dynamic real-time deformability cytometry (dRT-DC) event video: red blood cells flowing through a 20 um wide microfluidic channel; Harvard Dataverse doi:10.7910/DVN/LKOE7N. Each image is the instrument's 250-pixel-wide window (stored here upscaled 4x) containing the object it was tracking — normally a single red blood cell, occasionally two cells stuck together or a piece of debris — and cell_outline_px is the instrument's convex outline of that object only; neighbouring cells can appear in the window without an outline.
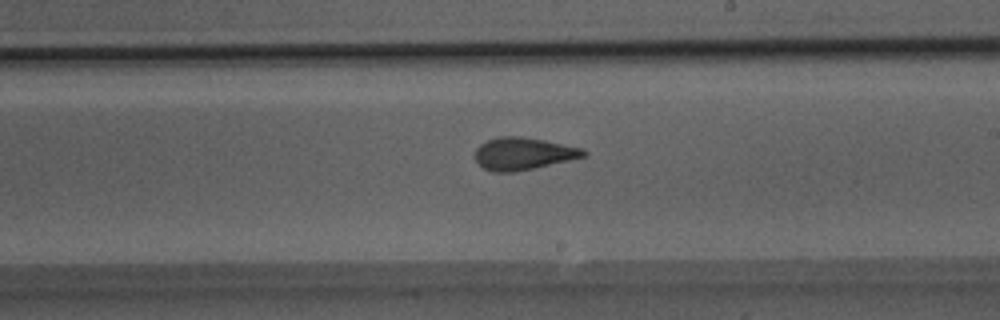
{"species": "Egyptian fruit bat (a non-hibernating species)", "species_latin": "Rousettus aegyptiacus", "temperature_condition": "room temperature", "stored_images_in_passage": 46, "camera_frame_rate_fps": 3000, "um_per_image_px": 0.085, "animal": {"sex": "male"}, "frame": {"image": 1, "passage_image": 25, "time_ms": 8.0, "image_size_px": [1000, 320], "cell_outline_px": [[588, 152], [584, 156], [568, 160], [532, 168], [512, 172], [492, 172], [484, 168], [476, 160], [476, 148], [480, 144], [488, 140], [500, 136], [520, 136], [544, 140], [580, 148]], "centroid_in_image_um": [44.43, 13.05], "position_along_channel_um": 244.6, "area_um2": 20.0}}
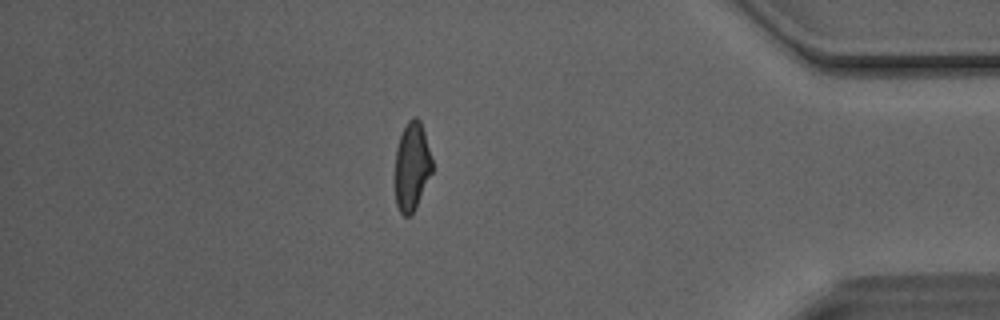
{"frame": {"image": 2, "passage_image": 39, "time_ms": 12.667, "image_size_px": [1000, 320], "cell_outline_px": [[432, 172], [416, 208], [408, 216], [404, 216], [400, 212], [396, 204], [396, 148], [400, 136], [408, 120], [412, 116], [416, 116], [420, 120], [424, 132], [432, 160]], "centroid_in_image_um": [35.01, 14.13], "position_along_channel_um": 400.2, "area_um2": 18.9}}
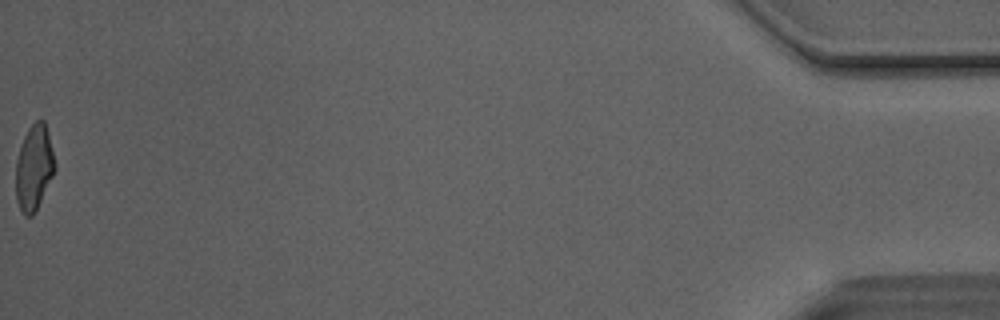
{"frame": {"image": 3, "passage_image": 46, "time_ms": 15.0, "image_size_px": [1000, 320], "cell_outline_px": [[56, 168], [32, 216], [24, 216], [20, 212], [16, 200], [16, 160], [24, 136], [28, 128], [36, 120], [44, 120], [48, 132], [56, 164]], "centroid_in_image_um": [2.88, 14.24], "position_along_channel_um": 432.3, "area_um2": 19.25}, "authors_computed_cell_mechanics": {"area_um2": 20.4323, "velocity_mm_per_s": 4.1246, "shape_relaxation_time_tau1_ms": 6.2275, "shape_relaxation_time_tau2_ms": 1.5773, "deformation_change_tau1": 0.1811, "deformation_change_tau2": 0.097}}